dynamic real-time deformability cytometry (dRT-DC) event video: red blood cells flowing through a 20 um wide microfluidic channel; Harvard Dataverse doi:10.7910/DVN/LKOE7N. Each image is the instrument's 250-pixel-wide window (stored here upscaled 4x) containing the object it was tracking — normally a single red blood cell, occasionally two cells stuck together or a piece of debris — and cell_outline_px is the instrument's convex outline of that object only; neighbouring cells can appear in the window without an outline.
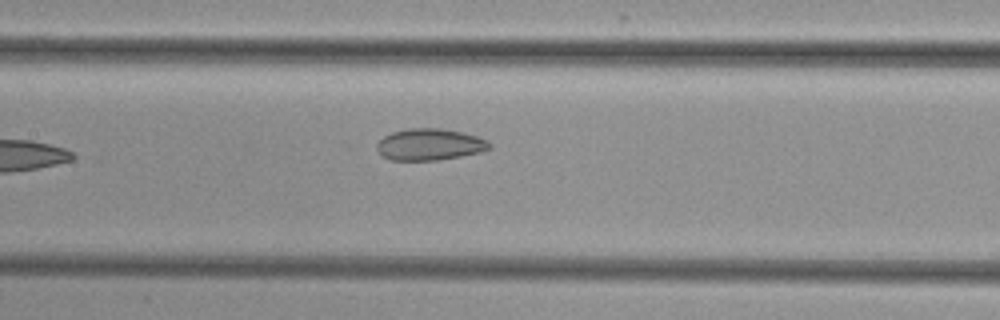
{"species": "common noctule bat (a hibernating species)", "species_latin": "Nyctalus noctula", "temperature_condition": "cold", "stored_images_in_passage": 8, "camera_frame_rate_fps": 3000, "um_per_image_px": 0.085, "animal": {"sex": "female", "body_mass_g": 29.2, "forearm_length_mm": 56.3}, "frame": {"image": 1, "passage_image": 8, "time_ms": 8.333, "image_size_px": [1000, 320], "cell_outline_px": [[492, 148], [480, 152], [440, 160], [392, 160], [384, 156], [376, 148], [376, 144], [384, 136], [392, 132], [408, 128], [440, 128], [464, 132], [488, 140], [492, 144]], "centroid_in_image_um": [36.56, 12.27], "position_along_channel_um": 170.8, "area_um2": 20.81}}